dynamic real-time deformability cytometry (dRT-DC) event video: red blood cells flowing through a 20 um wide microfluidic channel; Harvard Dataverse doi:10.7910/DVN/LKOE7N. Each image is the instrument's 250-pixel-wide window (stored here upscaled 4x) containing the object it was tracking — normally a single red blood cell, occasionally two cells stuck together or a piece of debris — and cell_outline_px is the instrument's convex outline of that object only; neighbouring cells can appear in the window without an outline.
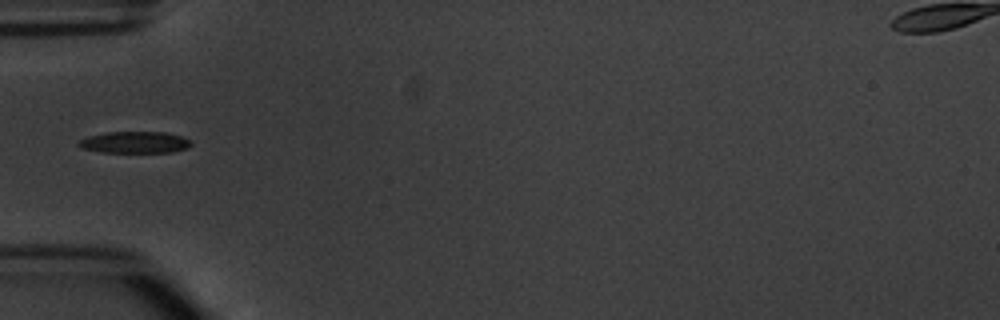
{"species": "common noctule bat (a hibernating species)", "species_latin": "Nyctalus noctula", "temperature_condition": "warm", "stored_images_in_passage": 2, "camera_frame_rate_fps": 3000, "um_per_image_px": 0.085, "animal": {"sex": "male", "body_mass_g": 20.1, "forearm_length_mm": 53.5}, "frame": {"image": 1, "passage_image": 1, "time_ms": 0.0, "image_size_px": [1000, 320], "cell_outline_px": [[192, 144], [188, 148], [172, 152], [100, 152], [84, 148], [76, 144], [80, 140], [88, 136], [108, 132], [164, 132], [180, 136], [188, 140]], "centroid_in_image_um": [11.45, 12.1], "position_along_channel_um": 73.5, "area_um2": 13.99}}